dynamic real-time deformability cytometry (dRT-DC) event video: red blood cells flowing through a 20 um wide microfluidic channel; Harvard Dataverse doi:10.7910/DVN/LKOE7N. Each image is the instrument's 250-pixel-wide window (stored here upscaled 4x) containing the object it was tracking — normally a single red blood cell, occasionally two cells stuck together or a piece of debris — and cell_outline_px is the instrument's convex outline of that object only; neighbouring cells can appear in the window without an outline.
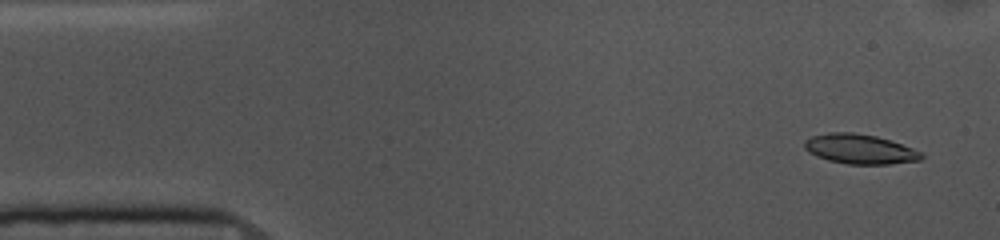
{"species": "common noctule bat (a hibernating species)", "species_latin": "Nyctalus noctula", "temperature_condition": "cold", "stored_images_in_passage": 53, "camera_frame_rate_fps": 3000, "um_per_image_px": 0.085, "animal": {"sex": "female", "body_mass_g": 10.0, "forearm_length_mm": 53.1}, "frame": {"image": 1, "passage_image": 3, "time_ms": 0.667, "image_size_px": [1000, 240], "cell_outline_px": [[924, 156], [920, 160], [888, 164], [848, 164], [828, 160], [816, 156], [808, 152], [804, 148], [804, 140], [812, 136], [828, 132], [852, 132], [876, 136], [912, 148], [920, 152]], "centroid_in_image_um": [73.03, 12.67], "position_along_channel_um": 12.0, "area_um2": 20.11}}
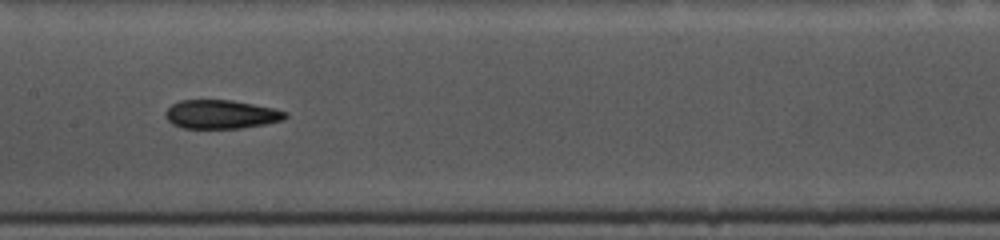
{"frame": {"image": 2, "passage_image": 25, "time_ms": 8.0, "image_size_px": [1000, 240], "cell_outline_px": [[288, 116], [284, 120], [264, 124], [240, 128], [184, 128], [172, 124], [164, 116], [164, 112], [172, 104], [180, 100], [232, 100], [272, 108], [288, 112]], "centroid_in_image_um": [18.78, 9.72], "position_along_channel_um": 188.6, "area_um2": 20.06}}
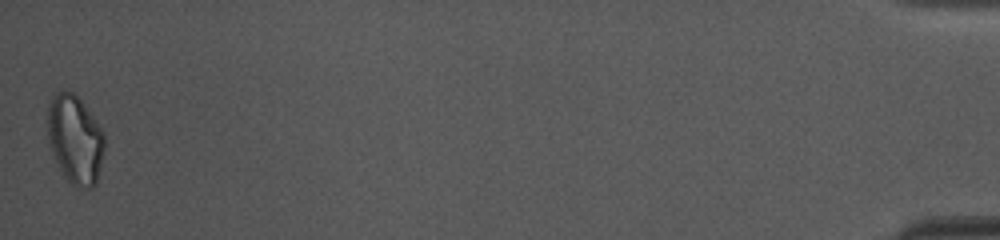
{"frame": {"image": 3, "passage_image": 53, "time_ms": 17.333, "image_size_px": [1000, 240], "cell_outline_px": [[104, 148], [100, 168], [96, 184], [92, 188], [88, 188], [72, 184], [64, 176], [52, 152], [44, 120], [48, 104], [52, 96], [56, 92], [72, 92], [80, 100], [104, 132]], "centroid_in_image_um": [6.35, 11.83], "position_along_channel_um": 428.9, "area_um2": 29.3}, "authors_computed_cell_mechanics": {"area_um2": 20.6346, "velocity_mm_per_s": 3.6641, "shape_relaxation_time_tau1_ms": 8.0917, "shape_relaxation_time_tau2_ms": 4.0607, "deformation_change_tau1": 0.171, "deformation_change_tau2": 0.106}}